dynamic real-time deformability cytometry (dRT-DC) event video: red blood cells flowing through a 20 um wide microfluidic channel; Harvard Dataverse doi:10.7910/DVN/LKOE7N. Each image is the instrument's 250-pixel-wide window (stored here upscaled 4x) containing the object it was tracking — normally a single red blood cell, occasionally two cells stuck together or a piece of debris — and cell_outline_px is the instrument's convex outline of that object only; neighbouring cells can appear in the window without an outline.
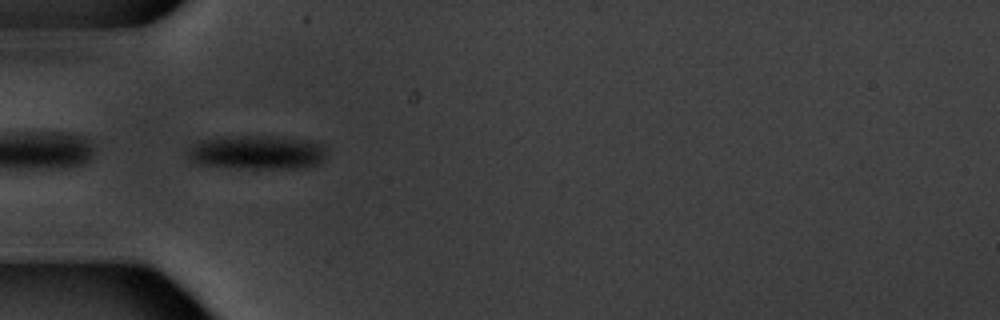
{"species": "common noctule bat (a hibernating species)", "species_latin": "Nyctalus noctula", "temperature_condition": "warm", "stored_images_in_passage": 11, "camera_frame_rate_fps": 3000, "um_per_image_px": 0.085, "animal": {"sex": "male", "body_mass_g": 20.1, "forearm_length_mm": 53.5}, "frame": {"image": 1, "passage_image": 5, "time_ms": 5.333, "image_size_px": [1000, 320], "cell_outline_px": [[324, 156], [316, 164], [308, 168], [236, 168], [200, 164], [192, 160], [188, 156], [188, 152], [200, 140], [240, 136], [260, 136], [308, 140], [320, 144], [324, 148]], "centroid_in_image_um": [21.86, 12.97], "position_along_channel_um": 63.1, "area_um2": 26.76}}
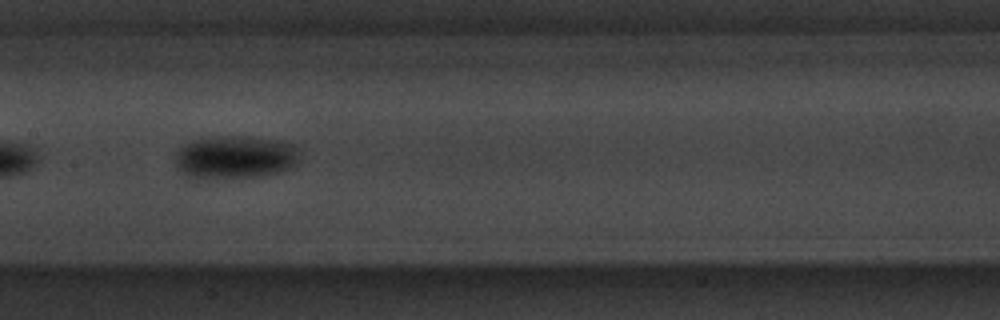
{"frame": {"image": 2, "passage_image": 8, "time_ms": 9.0, "image_size_px": [1000, 320], "cell_outline_px": [[300, 152], [292, 164], [276, 172], [252, 176], [192, 176], [184, 172], [176, 164], [176, 152], [184, 144], [208, 136], [248, 136], [280, 140], [296, 144]], "centroid_in_image_um": [20.0, 13.27], "position_along_channel_um": 187.4, "area_um2": 30.06}}